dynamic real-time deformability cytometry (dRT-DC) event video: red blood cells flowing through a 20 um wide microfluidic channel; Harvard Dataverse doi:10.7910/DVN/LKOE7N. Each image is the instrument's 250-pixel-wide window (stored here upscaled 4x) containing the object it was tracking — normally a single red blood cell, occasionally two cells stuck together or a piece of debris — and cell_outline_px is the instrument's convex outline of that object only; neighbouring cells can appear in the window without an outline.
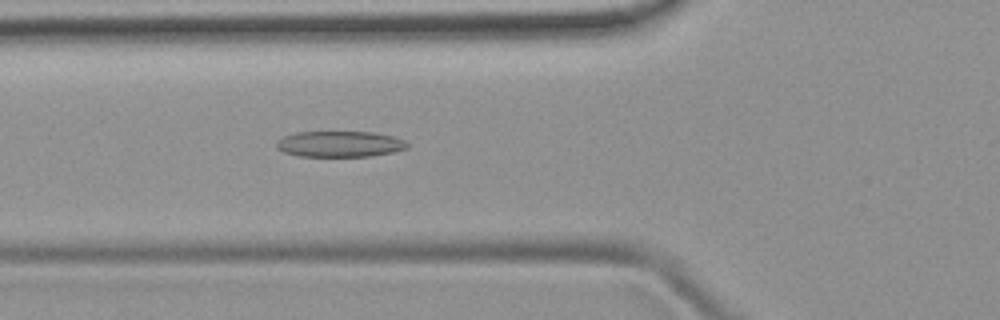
{"species": "common noctule bat (a hibernating species)", "species_latin": "Nyctalus noctula", "temperature_condition": "room temperature", "stored_images_in_passage": 50, "camera_frame_rate_fps": 3000, "um_per_image_px": 0.085, "animal": {"sex": "female", "body_mass_g": 19.9}, "frame": {"image": 1, "passage_image": 18, "time_ms": 5.667, "image_size_px": [1000, 320], "cell_outline_px": [[408, 148], [392, 152], [372, 156], [300, 156], [284, 152], [276, 148], [276, 140], [284, 136], [296, 132], [372, 132], [396, 136], [404, 140], [408, 144]], "centroid_in_image_um": [28.88, 12.24], "position_along_channel_um": 96.9, "area_um2": 19.83}}
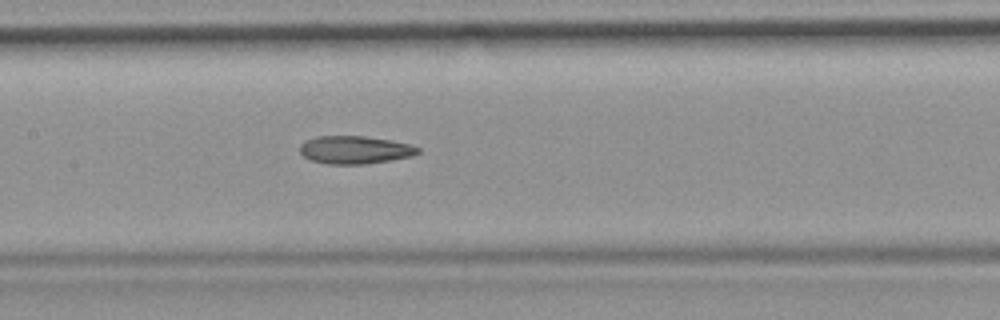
{"frame": {"image": 2, "passage_image": 24, "time_ms": 7.667, "image_size_px": [1000, 320], "cell_outline_px": [[420, 152], [412, 156], [364, 164], [328, 164], [312, 160], [304, 156], [300, 152], [300, 144], [316, 136], [364, 136], [392, 140], [408, 144], [420, 148]], "centroid_in_image_um": [30.17, 12.73], "position_along_channel_um": 177.2, "area_um2": 19.02}}
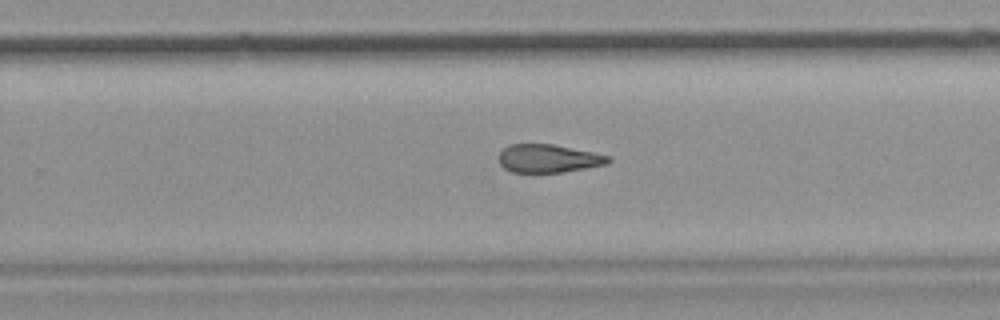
{"frame": {"image": 3, "passage_image": 32, "time_ms": 10.333, "image_size_px": [1000, 320], "cell_outline_px": [[612, 160], [608, 164], [560, 172], [512, 172], [504, 168], [500, 164], [500, 152], [508, 144], [552, 144], [612, 156]], "centroid_in_image_um": [46.63, 13.46], "position_along_channel_um": 283.2, "area_um2": 17.86}, "authors_computed_cell_mechanics": {"area_um2": 19.8254, "velocity_mm_per_s": 4.0, "shape_relaxation_time_tau1_ms": null, "shape_relaxation_time_tau2_ms": 3.8497, "deformation_change_tau1": null, "deformation_change_tau2": 0.1453}}